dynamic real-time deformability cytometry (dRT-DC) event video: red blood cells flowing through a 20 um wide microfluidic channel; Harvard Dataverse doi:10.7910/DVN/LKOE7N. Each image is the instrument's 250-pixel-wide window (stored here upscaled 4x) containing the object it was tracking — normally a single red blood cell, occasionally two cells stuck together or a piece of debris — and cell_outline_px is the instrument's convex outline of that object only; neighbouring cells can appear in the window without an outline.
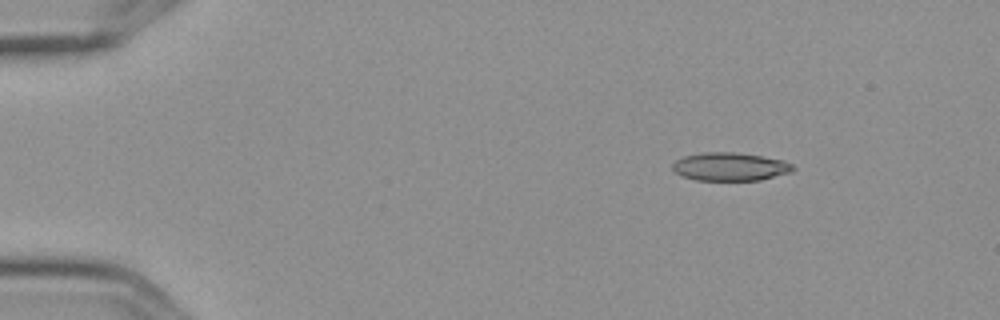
{"species": "Egyptian fruit bat (a non-hibernating species)", "species_latin": "Rousettus aegyptiacus", "temperature_condition": "cold", "stored_images_in_passage": 8, "camera_frame_rate_fps": 3000, "um_per_image_px": 0.085, "frame": {"image": 1, "passage_image": 1, "time_ms": 0.0, "image_size_px": [1000, 320], "cell_outline_px": [[796, 168], [792, 172], [760, 180], [696, 180], [684, 176], [676, 172], [672, 168], [672, 164], [676, 160], [684, 156], [704, 152], [736, 152], [784, 160], [792, 164]], "centroid_in_image_um": [62.08, 14.16], "position_along_channel_um": 22.9, "area_um2": 19.77}}
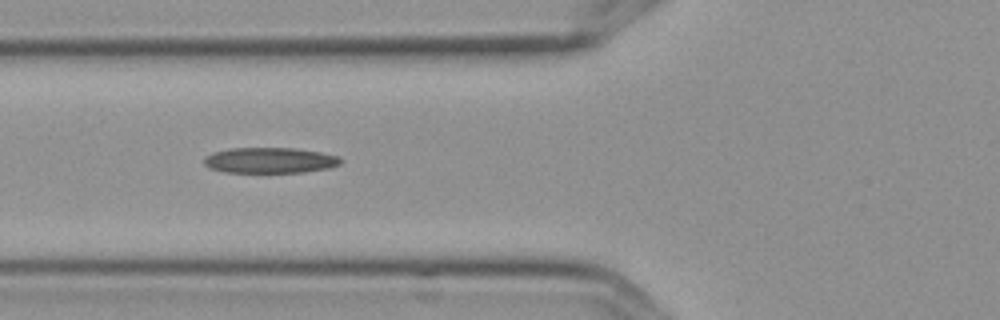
{"frame": {"image": 2, "passage_image": 5, "time_ms": 1.333, "image_size_px": [1000, 320], "cell_outline_px": [[344, 160], [340, 164], [328, 168], [304, 172], [224, 172], [208, 168], [204, 164], [204, 156], [212, 152], [228, 148], [292, 148], [320, 152], [340, 156]], "centroid_in_image_um": [22.92, 13.62], "position_along_channel_um": 102.9, "area_um2": 20.58}}
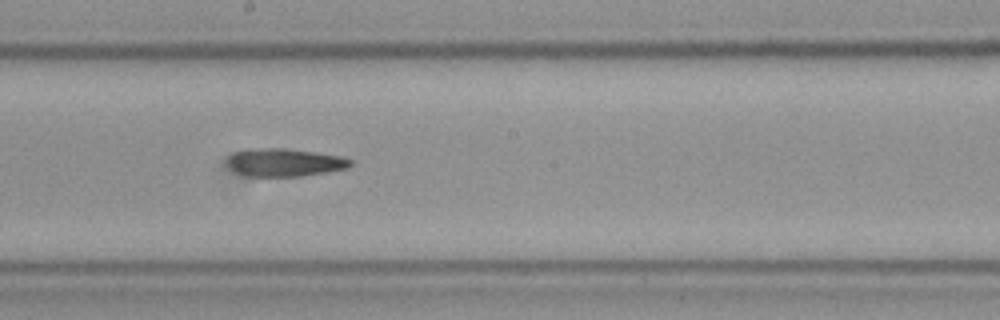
{"frame": {"image": 3, "passage_image": 8, "time_ms": 2.333, "image_size_px": [1000, 320], "cell_outline_px": [[352, 164], [348, 168], [328, 172], [304, 176], [248, 176], [236, 172], [228, 164], [228, 156], [236, 152], [248, 148], [284, 148], [344, 156], [352, 160]], "centroid_in_image_um": [24.23, 13.8], "position_along_channel_um": 224.0, "area_um2": 20.11}}